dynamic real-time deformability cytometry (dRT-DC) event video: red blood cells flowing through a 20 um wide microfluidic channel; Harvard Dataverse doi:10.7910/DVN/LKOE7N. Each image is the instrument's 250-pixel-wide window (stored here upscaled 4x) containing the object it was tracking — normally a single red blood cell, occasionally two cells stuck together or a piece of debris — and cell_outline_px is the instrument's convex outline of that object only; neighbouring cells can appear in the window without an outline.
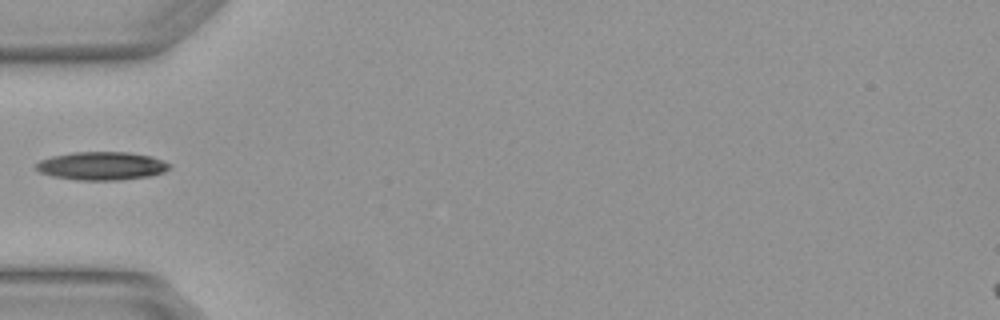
{"species": "Egyptian fruit bat (a non-hibernating species)", "species_latin": "Rousettus aegyptiacus", "temperature_condition": "warm", "stored_images_in_passage": 1, "camera_frame_rate_fps": 3000, "um_per_image_px": 0.085, "animal": {"sex": "female"}, "frame": {"image": 1, "passage_image": 1, "time_ms": 0.0, "image_size_px": [1000, 320], "cell_outline_px": [[172, 164], [164, 172], [148, 176], [116, 180], [80, 180], [52, 176], [40, 172], [36, 168], [36, 164], [40, 160], [52, 156], [72, 152], [128, 152], [152, 156], [164, 160]], "centroid_in_image_um": [8.66, 14.09], "position_along_channel_um": 76.3, "area_um2": 21.91}}